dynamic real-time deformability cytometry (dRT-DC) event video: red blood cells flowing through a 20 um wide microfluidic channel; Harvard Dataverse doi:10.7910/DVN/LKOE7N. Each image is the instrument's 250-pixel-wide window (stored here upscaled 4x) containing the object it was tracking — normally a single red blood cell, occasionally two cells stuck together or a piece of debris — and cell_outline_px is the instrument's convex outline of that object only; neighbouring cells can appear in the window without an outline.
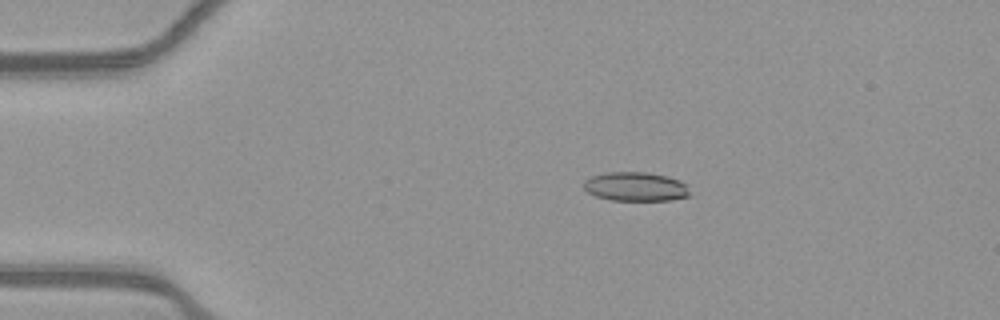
{"species": "common noctule bat (a hibernating species)", "species_latin": "Nyctalus noctula", "temperature_condition": "warm", "stored_images_in_passage": 52, "camera_frame_rate_fps": 3000, "um_per_image_px": 0.085, "animal": {"sex": "female", "body_mass_g": 21.9}, "frame": {"image": 1, "passage_image": 9, "time_ms": 2.667, "image_size_px": [1000, 320], "cell_outline_px": [[692, 196], [672, 200], [612, 200], [596, 196], [588, 192], [584, 188], [584, 180], [592, 176], [604, 172], [648, 172], [668, 176], [680, 180], [688, 184]], "centroid_in_image_um": [54.1, 15.86], "position_along_channel_um": 30.9, "area_um2": 18.26}}
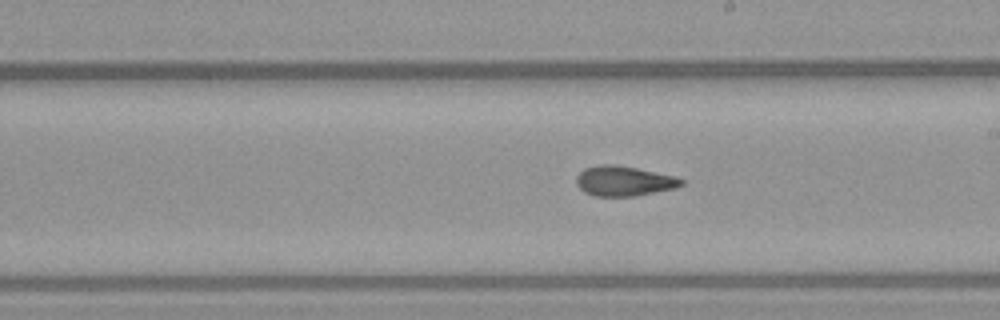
{"frame": {"image": 2, "passage_image": 29, "time_ms": 9.333, "image_size_px": [1000, 320], "cell_outline_px": [[684, 184], [676, 188], [636, 196], [596, 196], [584, 192], [576, 184], [576, 176], [584, 168], [600, 164], [616, 164], [676, 176], [684, 180]], "centroid_in_image_um": [53.04, 15.38], "position_along_channel_um": 236.0, "area_um2": 18.5}}
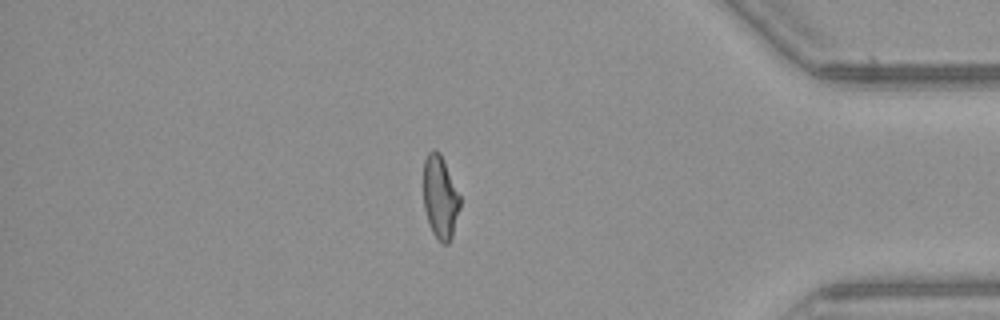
{"frame": {"image": 3, "passage_image": 44, "time_ms": 14.333, "image_size_px": [1000, 320], "cell_outline_px": [[460, 208], [452, 236], [448, 244], [440, 244], [432, 232], [428, 224], [424, 208], [424, 160], [428, 152], [432, 148], [436, 148], [440, 152], [460, 196]], "centroid_in_image_um": [37.41, 16.77], "position_along_channel_um": 397.8, "area_um2": 17.86}, "authors_computed_cell_mechanics": {"area_um2": 18.2648, "velocity_mm_per_s": 3.9114, "shape_relaxation_time_tau1_ms": null, "shape_relaxation_time_tau2_ms": 2.1304, "deformation_change_tau1": null, "deformation_change_tau2": 0.1049}}